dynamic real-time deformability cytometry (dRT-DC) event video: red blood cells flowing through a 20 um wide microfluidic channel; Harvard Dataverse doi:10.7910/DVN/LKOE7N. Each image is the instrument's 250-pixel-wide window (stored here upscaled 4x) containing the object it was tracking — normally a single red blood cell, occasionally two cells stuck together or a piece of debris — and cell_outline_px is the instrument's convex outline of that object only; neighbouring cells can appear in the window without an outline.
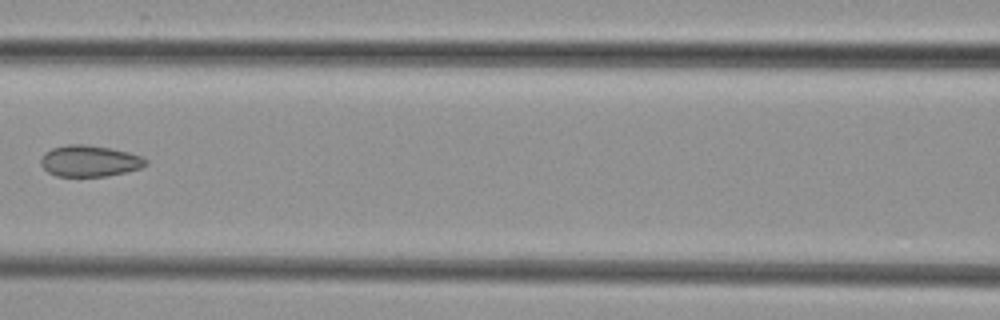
{"species": "common noctule bat (a hibernating species)", "species_latin": "Nyctalus noctula", "temperature_condition": "cold", "stored_images_in_passage": 7, "camera_frame_rate_fps": 3000, "um_per_image_px": 0.085, "animal": {"sex": "female", "body_mass_g": 29.2, "forearm_length_mm": 56.3}, "frame": {"image": 1, "passage_image": 7, "time_ms": 7.333, "image_size_px": [1000, 320], "cell_outline_px": [[148, 164], [140, 168], [108, 176], [56, 176], [48, 172], [40, 164], [40, 160], [44, 152], [52, 148], [68, 144], [88, 144], [112, 148], [128, 152], [140, 156], [148, 160]], "centroid_in_image_um": [7.6, 13.67], "position_along_channel_um": 159.0, "area_um2": 19.25}}